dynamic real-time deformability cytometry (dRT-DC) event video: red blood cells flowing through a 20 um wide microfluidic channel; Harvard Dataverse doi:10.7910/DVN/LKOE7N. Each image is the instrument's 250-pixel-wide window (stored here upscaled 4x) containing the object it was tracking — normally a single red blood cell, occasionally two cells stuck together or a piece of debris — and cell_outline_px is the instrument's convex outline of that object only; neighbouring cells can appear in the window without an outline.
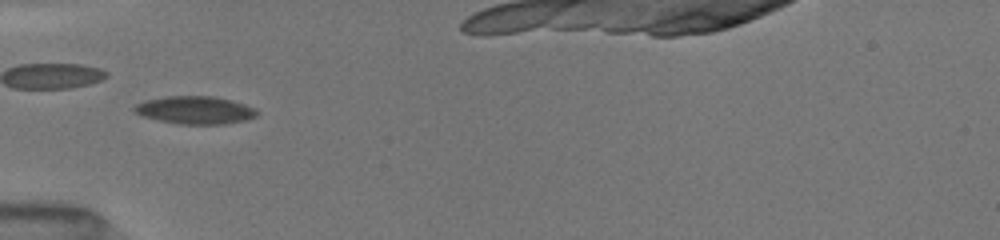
{"species": "common noctule bat (a hibernating species)", "species_latin": "Nyctalus noctula", "temperature_condition": "room temperature", "stored_images_in_passage": 7, "camera_frame_rate_fps": 3000, "um_per_image_px": 0.085, "animal": {"sex": "female", "body_mass_g": 19.5, "forearm_length_mm": 54.1}, "frame": {"image": 1, "passage_image": 2, "time_ms": 0.667, "image_size_px": [1000, 240], "cell_outline_px": [[260, 112], [256, 116], [244, 120], [224, 124], [180, 124], [160, 120], [144, 116], [132, 112], [132, 108], [136, 104], [144, 100], [164, 96], [212, 96], [232, 100], [256, 108]], "centroid_in_image_um": [16.57, 9.35], "position_along_channel_um": 68.4, "area_um2": 19.94}}